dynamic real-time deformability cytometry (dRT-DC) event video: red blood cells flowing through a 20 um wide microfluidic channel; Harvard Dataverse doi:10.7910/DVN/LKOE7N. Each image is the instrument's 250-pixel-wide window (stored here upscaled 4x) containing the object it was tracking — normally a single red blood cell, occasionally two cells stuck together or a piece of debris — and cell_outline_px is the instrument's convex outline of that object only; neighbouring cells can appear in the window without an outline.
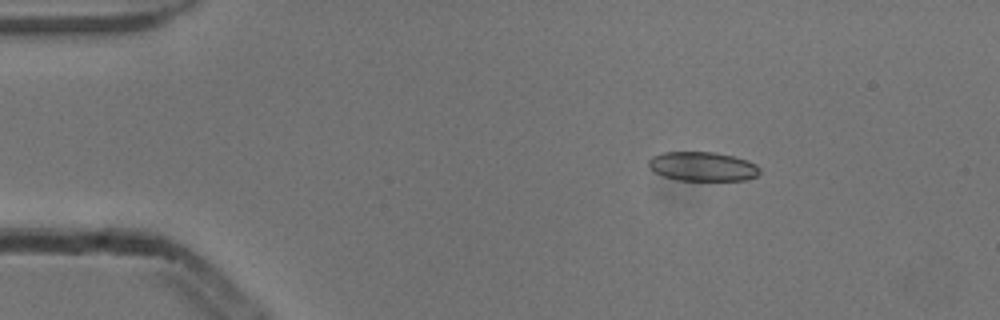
{"species": "common noctule bat (a hibernating species)", "species_latin": "Nyctalus noctula", "temperature_condition": "cold", "stored_images_in_passage": 4, "segment_of_instrument_passage": [1, 2], "camera_frame_rate_fps": 3000, "um_per_image_px": 0.085, "animal": {"sex": "male", "body_mass_g": 13.3}, "frame": {"image": 1, "passage_image": 2, "time_ms": 0.333, "image_size_px": [1000, 320], "cell_outline_px": [[760, 172], [756, 176], [744, 180], [676, 180], [664, 176], [648, 168], [648, 160], [652, 156], [660, 152], [716, 152], [748, 160], [756, 164], [760, 168]], "centroid_in_image_um": [59.7, 14.14], "position_along_channel_um": 25.3, "area_um2": 19.02}}